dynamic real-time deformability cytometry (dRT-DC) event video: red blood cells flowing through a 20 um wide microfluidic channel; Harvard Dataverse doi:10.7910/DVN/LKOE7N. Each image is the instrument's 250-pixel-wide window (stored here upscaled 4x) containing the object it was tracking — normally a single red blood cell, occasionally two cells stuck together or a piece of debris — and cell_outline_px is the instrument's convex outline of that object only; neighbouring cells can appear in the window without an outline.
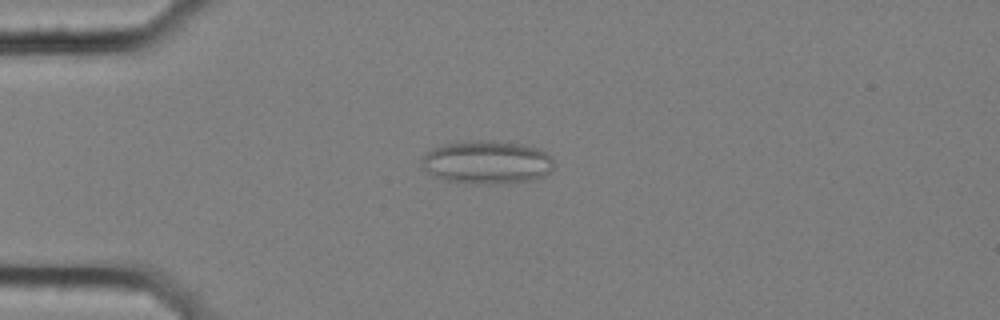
{"species": "common noctule bat (a hibernating species)", "species_latin": "Nyctalus noctula", "temperature_condition": "cold", "stored_images_in_passage": 10, "camera_frame_rate_fps": 3000, "um_per_image_px": 0.085, "animal": {"sex": "female", "body_mass_g": 25.1}, "frame": {"image": 1, "passage_image": 4, "time_ms": 1.0, "image_size_px": [1000, 320], "cell_outline_px": [[556, 164], [544, 176], [532, 180], [500, 184], [476, 184], [444, 180], [424, 168], [420, 164], [420, 160], [432, 148], [444, 144], [472, 140], [496, 140], [524, 144], [540, 148], [552, 156]], "centroid_in_image_um": [41.45, 13.78], "position_along_channel_um": 43.5, "area_um2": 33.76}}